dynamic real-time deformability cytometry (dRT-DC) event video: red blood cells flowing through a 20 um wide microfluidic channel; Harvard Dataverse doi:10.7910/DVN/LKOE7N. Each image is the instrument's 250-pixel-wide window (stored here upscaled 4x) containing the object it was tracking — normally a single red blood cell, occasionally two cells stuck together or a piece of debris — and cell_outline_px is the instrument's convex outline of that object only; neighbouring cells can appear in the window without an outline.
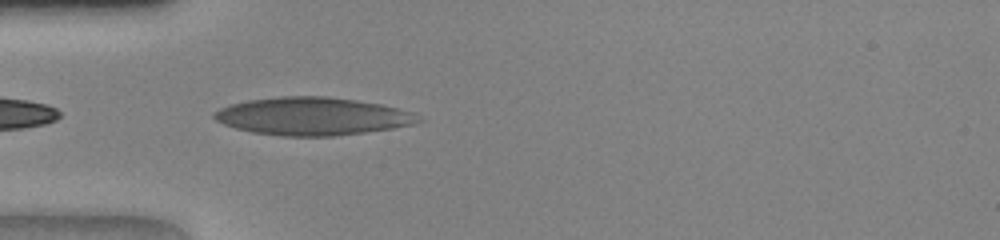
{"species": "human", "species_latin": "Homo sapiens", "temperature_condition": "warm", "stored_images_in_passage": 31, "camera_frame_rate_fps": 3000, "um_per_image_px": 0.085, "donor": {"sex": "female"}, "frame": {"image": 1, "passage_image": 2, "time_ms": 0.333, "image_size_px": [1000, 240], "cell_outline_px": [[400, 124], [384, 128], [356, 132], [320, 136], [296, 136], [260, 132], [240, 128], [228, 124], [220, 120], [216, 116], [216, 112], [224, 108], [236, 104], [256, 100], [300, 96], [312, 96], [348, 100], [372, 104], [392, 108]], "centroid_in_image_um": [26.17, 9.88], "position_along_channel_um": 58.8, "area_um2": 39.36}}
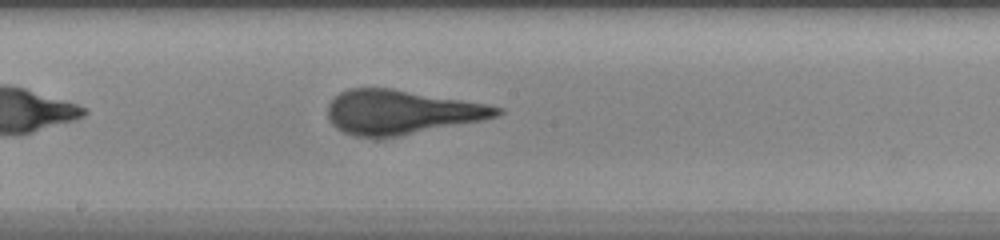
{"frame": {"image": 2, "passage_image": 13, "time_ms": 4.0, "image_size_px": [1000, 240], "cell_outline_px": [[500, 112], [492, 116], [472, 120], [404, 132], [376, 136], [368, 136], [348, 132], [340, 128], [332, 120], [332, 104], [344, 92], [360, 88], [376, 88], [480, 104], [500, 108]], "centroid_in_image_um": [34.03, 9.5], "position_along_channel_um": 214.2, "area_um2": 38.03}}
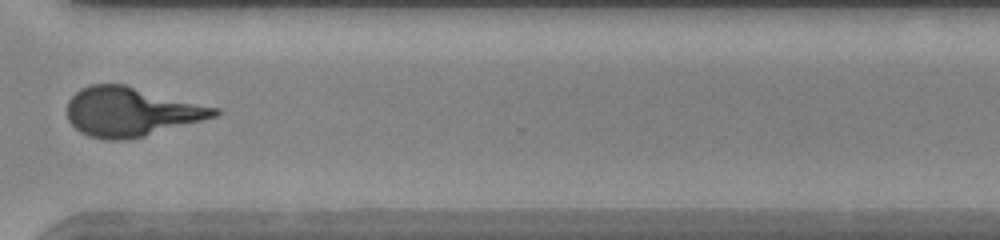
{"frame": {"image": 3, "passage_image": 23, "time_ms": 7.333, "image_size_px": [1000, 240], "cell_outline_px": [[220, 112], [212, 116], [140, 136], [92, 136], [76, 128], [72, 124], [68, 116], [68, 104], [72, 96], [76, 92], [84, 88], [96, 84], [120, 84], [216, 108]], "centroid_in_image_um": [11.07, 9.44], "position_along_channel_um": 359.5, "area_um2": 39.07}}